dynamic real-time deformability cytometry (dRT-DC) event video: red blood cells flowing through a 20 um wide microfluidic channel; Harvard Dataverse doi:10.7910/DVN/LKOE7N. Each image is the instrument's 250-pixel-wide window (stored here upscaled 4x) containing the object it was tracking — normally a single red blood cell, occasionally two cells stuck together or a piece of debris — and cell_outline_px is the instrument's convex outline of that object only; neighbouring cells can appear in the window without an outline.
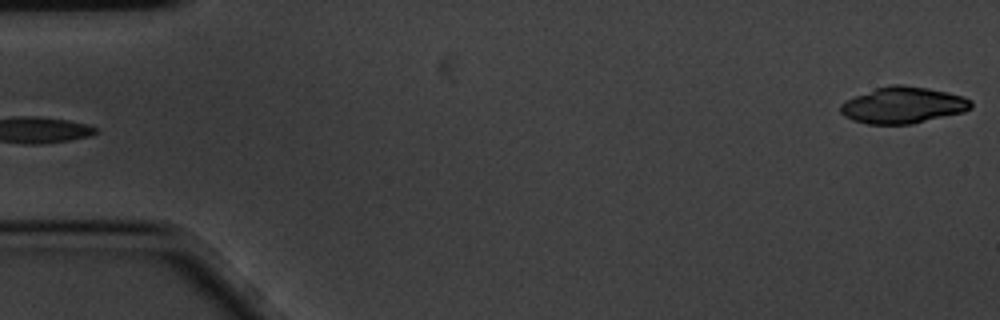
{"species": "common noctule bat (a hibernating species)", "species_latin": "Nyctalus noctula", "temperature_condition": "cold", "stored_images_in_passage": 5, "segment_of_instrument_passage": [2, 2], "camera_frame_rate_fps": 3000, "um_per_image_px": 0.085, "animal": {"sex": "male", "body_mass_g": 20.1, "forearm_length_mm": 53.5}, "frame": {"image": 1, "passage_image": 5, "time_ms": 1.333, "image_size_px": [1000, 320], "cell_outline_px": [[972, 108], [964, 112], [912, 124], [868, 124], [852, 120], [844, 116], [840, 112], [840, 104], [856, 96], [876, 88], [892, 84], [900, 84], [928, 88], [948, 92], [964, 96], [972, 100]], "centroid_in_image_um": [76.79, 8.94], "position_along_channel_um": 8.2, "area_um2": 27.74}}